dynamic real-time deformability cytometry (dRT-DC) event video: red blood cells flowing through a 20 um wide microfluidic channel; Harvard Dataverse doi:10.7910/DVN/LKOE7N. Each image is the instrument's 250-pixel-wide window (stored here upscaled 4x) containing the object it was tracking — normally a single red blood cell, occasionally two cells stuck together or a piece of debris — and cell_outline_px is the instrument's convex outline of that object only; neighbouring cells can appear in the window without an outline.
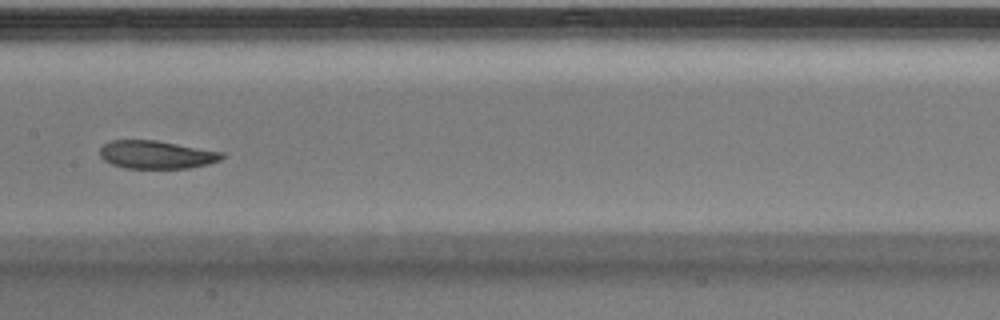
{"species": "Egyptian fruit bat (a non-hibernating species)", "species_latin": "Rousettus aegyptiacus", "temperature_condition": "warm", "stored_images_in_passage": 29, "camera_frame_rate_fps": 3000, "um_per_image_px": 0.085, "animal": {"sex": "male"}, "frame": {"image": 1, "passage_image": 9, "time_ms": 2.667, "image_size_px": [1000, 320], "cell_outline_px": [[224, 156], [220, 160], [208, 164], [188, 168], [124, 168], [112, 164], [104, 160], [100, 156], [100, 148], [104, 144], [112, 140], [156, 140], [224, 152]], "centroid_in_image_um": [13.3, 13.14], "position_along_channel_um": 194.1, "area_um2": 19.94}}